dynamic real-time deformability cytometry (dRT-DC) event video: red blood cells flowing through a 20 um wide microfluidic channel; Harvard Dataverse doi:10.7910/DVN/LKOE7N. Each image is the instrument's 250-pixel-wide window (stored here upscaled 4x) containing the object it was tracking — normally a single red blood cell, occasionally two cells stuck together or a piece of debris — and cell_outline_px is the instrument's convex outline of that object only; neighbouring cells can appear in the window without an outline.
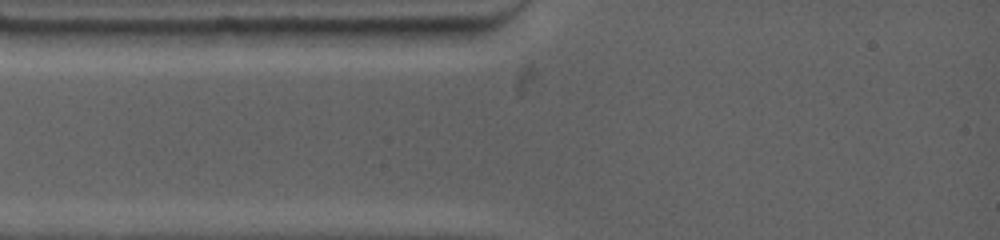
{"species": "common noctule bat (a hibernating species)", "species_latin": "Nyctalus noctula", "temperature_condition": "warm", "stored_images_in_passage": 2, "segment_of_instrument_passage": [1, 2], "camera_frame_rate_fps": 4500, "um_per_image_px": 0.085, "animal": {"sex": "female", "body_mass_g": 19.0, "forearm_length_mm": 53.3}, "frame": {"image": 1, "passage_image": 1, "time_ms": 0.0, "image_size_px": [1000, 240], "cell_outline_px": [[476, 32], [464, 44], [372, 48], [312, 44], [304, 28], [476, 28]], "centroid_in_image_um": [33.07, 3.13], "position_along_channel_um": 51.9, "area_um2": 21.1}}